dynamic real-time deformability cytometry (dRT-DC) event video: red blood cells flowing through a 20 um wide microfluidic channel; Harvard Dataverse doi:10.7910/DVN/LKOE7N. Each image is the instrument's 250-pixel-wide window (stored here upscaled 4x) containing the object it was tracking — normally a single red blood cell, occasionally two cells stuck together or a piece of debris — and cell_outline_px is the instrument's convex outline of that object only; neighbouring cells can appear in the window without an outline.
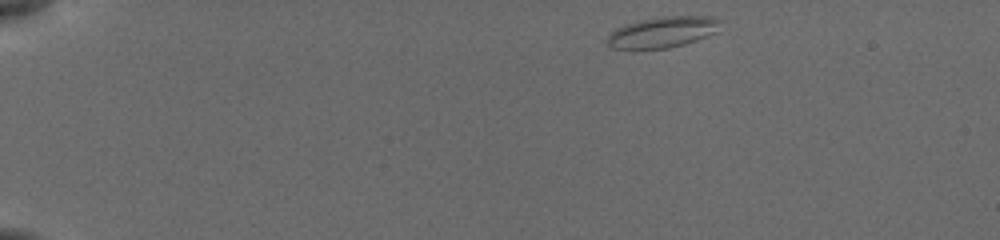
{"species": "common noctule bat (a hibernating species)", "species_latin": "Nyctalus noctula", "temperature_condition": "cold", "stored_images_in_passage": 41, "camera_frame_rate_fps": 3000, "um_per_image_px": 0.085, "animal": {"sex": "female", "body_mass_g": 19.5, "forearm_length_mm": 54.1}, "frame": {"image": 1, "passage_image": 1, "time_ms": 0.0, "image_size_px": [1000, 240], "cell_outline_px": [[716, 20], [712, 32], [696, 40], [684, 44], [668, 48], [612, 48], [608, 44], [608, 36], [616, 28], [624, 24], [656, 16], [712, 16]], "centroid_in_image_um": [56.2, 2.72], "position_along_channel_um": 28.8, "area_um2": 19.65}}
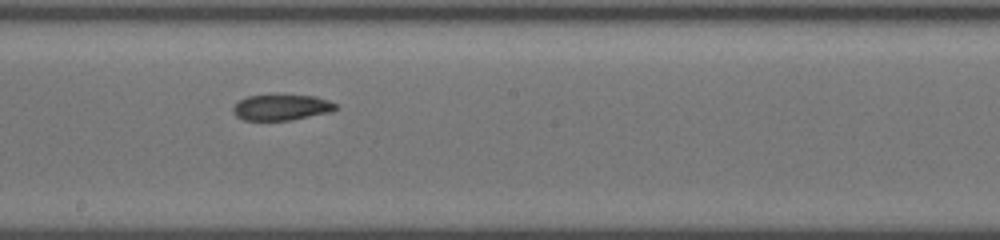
{"frame": {"image": 2, "passage_image": 25, "time_ms": 7.667, "image_size_px": [1000, 240], "cell_outline_px": [[336, 108], [332, 112], [288, 120], [244, 120], [236, 116], [232, 112], [232, 108], [240, 100], [248, 96], [276, 92], [316, 96], [328, 100], [336, 104]], "centroid_in_image_um": [23.91, 9.07], "position_along_channel_um": 224.3, "area_um2": 16.07}}
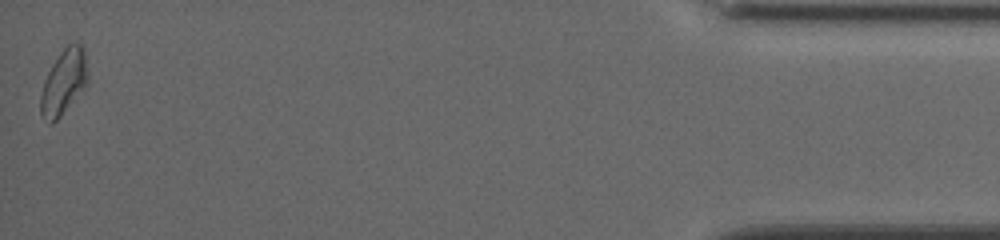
{"frame": {"image": 3, "passage_image": 41, "time_ms": 15.0, "image_size_px": [1000, 240], "cell_outline_px": [[88, 80], [60, 116], [52, 124], [48, 124], [40, 116], [40, 96], [44, 80], [52, 64], [60, 52], [68, 44], [80, 44], [84, 48], [88, 72]], "centroid_in_image_um": [5.38, 6.98], "position_along_channel_um": 429.8, "area_um2": 17.57}}